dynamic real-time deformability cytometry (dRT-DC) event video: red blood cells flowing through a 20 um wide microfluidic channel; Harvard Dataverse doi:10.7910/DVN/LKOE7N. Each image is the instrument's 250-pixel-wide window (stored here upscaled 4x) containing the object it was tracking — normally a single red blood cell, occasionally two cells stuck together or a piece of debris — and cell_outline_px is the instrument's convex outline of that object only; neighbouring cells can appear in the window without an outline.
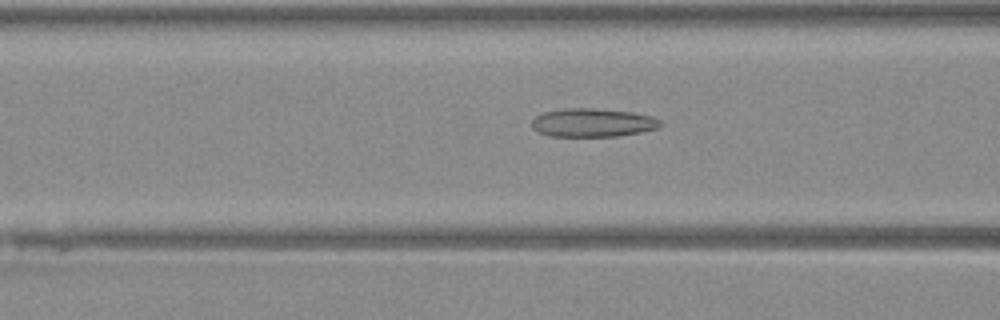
{"species": "Egyptian fruit bat (a non-hibernating species)", "species_latin": "Rousettus aegyptiacus", "temperature_condition": "warm", "stored_images_in_passage": 49, "camera_frame_rate_fps": 3000, "um_per_image_px": 0.085, "animal": {"sex": "female"}, "frame": {"image": 1, "passage_image": 20, "time_ms": 6.333, "image_size_px": [1000, 320], "cell_outline_px": [[664, 124], [660, 128], [640, 132], [616, 136], [552, 136], [540, 132], [532, 128], [532, 120], [536, 116], [544, 112], [564, 108], [596, 108], [632, 112], [652, 116], [660, 120]], "centroid_in_image_um": [50.42, 10.42], "position_along_channel_um": 116.2, "area_um2": 21.39}}
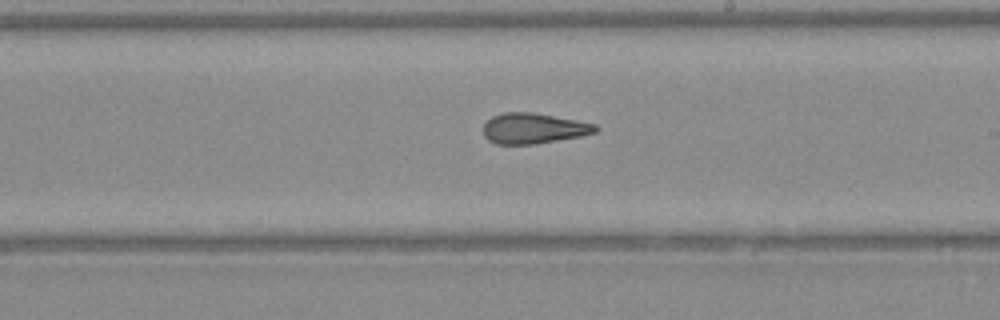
{"frame": {"image": 2, "passage_image": 29, "time_ms": 9.333, "image_size_px": [1000, 320], "cell_outline_px": [[600, 128], [596, 132], [580, 136], [532, 144], [496, 144], [488, 140], [484, 136], [484, 124], [492, 116], [504, 112], [532, 112], [576, 120], [596, 124]], "centroid_in_image_um": [45.34, 10.9], "position_along_channel_um": 243.7, "area_um2": 19.83}}
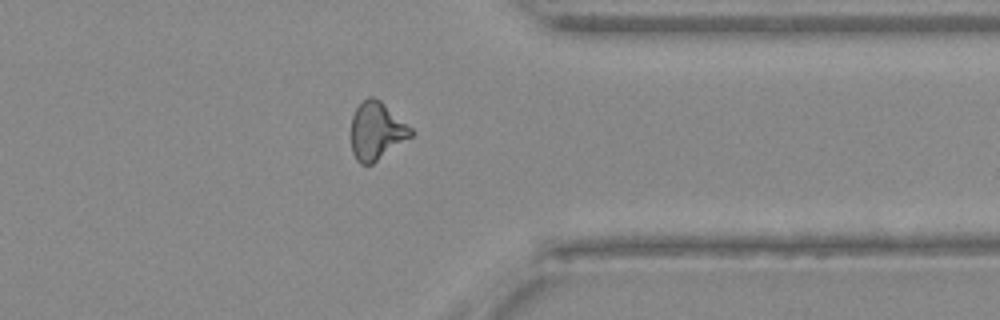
{"frame": {"image": 3, "passage_image": 39, "time_ms": 12.667, "image_size_px": [1000, 320], "cell_outline_px": [[416, 132], [412, 136], [372, 164], [360, 164], [356, 160], [352, 152], [352, 116], [356, 108], [368, 96], [372, 96], [380, 100], [412, 128]], "centroid_in_image_um": [32.02, 11.13], "position_along_channel_um": 379.4, "area_um2": 20.0}}